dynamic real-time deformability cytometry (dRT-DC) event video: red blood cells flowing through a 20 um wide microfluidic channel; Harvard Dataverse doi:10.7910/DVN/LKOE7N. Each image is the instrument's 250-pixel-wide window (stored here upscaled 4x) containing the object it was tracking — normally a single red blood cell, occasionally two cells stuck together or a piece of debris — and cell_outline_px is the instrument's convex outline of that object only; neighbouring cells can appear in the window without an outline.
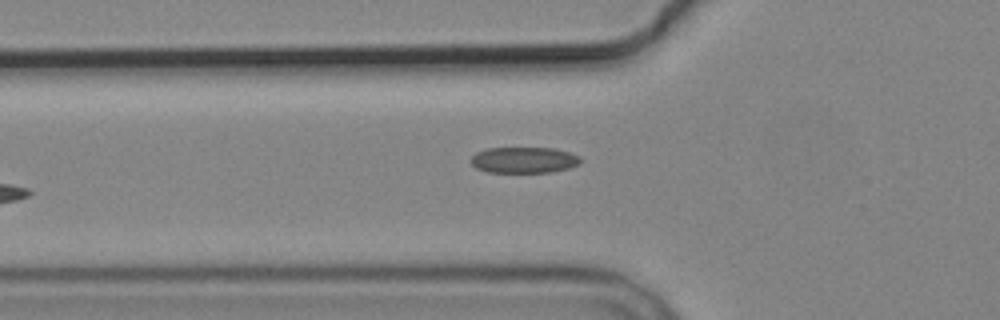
{"species": "common noctule bat (a hibernating species)", "species_latin": "Nyctalus noctula", "temperature_condition": "cold", "stored_images_in_passage": 6, "camera_frame_rate_fps": 3000, "um_per_image_px": 0.085, "animal": {"sex": "male", "body_mass_g": 19.2, "forearm_length_mm": 51.8}, "frame": {"image": 1, "passage_image": 5, "time_ms": 5.667, "image_size_px": [1000, 320], "cell_outline_px": [[580, 164], [568, 168], [552, 172], [488, 172], [476, 168], [468, 160], [476, 152], [488, 148], [552, 148], [568, 152], [580, 156]], "centroid_in_image_um": [44.51, 13.6], "position_along_channel_um": 81.3, "area_um2": 16.65}}
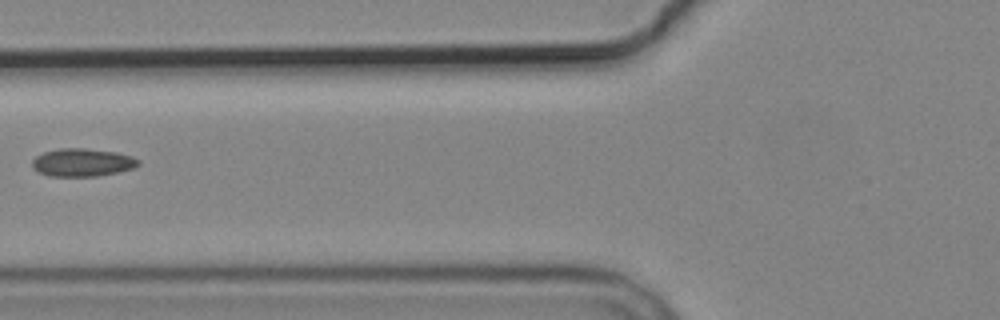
{"frame": {"image": 2, "passage_image": 6, "time_ms": 6.667, "image_size_px": [1000, 320], "cell_outline_px": [[140, 164], [132, 168], [116, 172], [96, 176], [48, 176], [36, 172], [32, 168], [32, 160], [36, 156], [44, 152], [60, 148], [84, 148], [116, 152], [132, 156], [140, 160]], "centroid_in_image_um": [6.96, 13.81], "position_along_channel_um": 118.8, "area_um2": 17.34}}